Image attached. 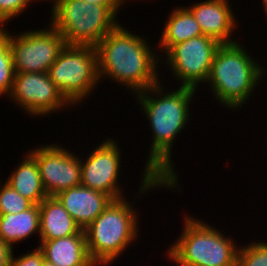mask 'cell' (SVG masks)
<instances>
[{"label": "cell", "mask_w": 267, "mask_h": 266, "mask_svg": "<svg viewBox=\"0 0 267 266\" xmlns=\"http://www.w3.org/2000/svg\"><path fill=\"white\" fill-rule=\"evenodd\" d=\"M163 80L132 95L140 106L152 131L149 154L144 168L152 175L167 180L174 188H180V178L172 159L174 142L181 132L189 126L191 104L198 91L190 87L165 89ZM169 89V90H168ZM167 90V91H165Z\"/></svg>", "instance_id": "cell-1"}, {"label": "cell", "mask_w": 267, "mask_h": 266, "mask_svg": "<svg viewBox=\"0 0 267 266\" xmlns=\"http://www.w3.org/2000/svg\"><path fill=\"white\" fill-rule=\"evenodd\" d=\"M128 30L120 22L96 45V51L101 84L109 79L134 95L161 81V60L145 35Z\"/></svg>", "instance_id": "cell-2"}, {"label": "cell", "mask_w": 267, "mask_h": 266, "mask_svg": "<svg viewBox=\"0 0 267 266\" xmlns=\"http://www.w3.org/2000/svg\"><path fill=\"white\" fill-rule=\"evenodd\" d=\"M140 185L135 199L127 197L112 200L104 211L84 229L89 256L97 266H110L123 256L128 247L138 240L140 235L139 209L135 202L142 195L165 188L176 193L183 190L174 188L167 180L152 176L145 168L142 169ZM143 175V176H142ZM159 188V189H158ZM151 190V191H150ZM137 197V198H136ZM133 200V201H132ZM130 201V202H129ZM132 201V202H131ZM128 248V249H127Z\"/></svg>", "instance_id": "cell-3"}, {"label": "cell", "mask_w": 267, "mask_h": 266, "mask_svg": "<svg viewBox=\"0 0 267 266\" xmlns=\"http://www.w3.org/2000/svg\"><path fill=\"white\" fill-rule=\"evenodd\" d=\"M248 51L237 41L221 44L214 55L207 88L217 103L228 111H239L246 106L267 75V68Z\"/></svg>", "instance_id": "cell-4"}, {"label": "cell", "mask_w": 267, "mask_h": 266, "mask_svg": "<svg viewBox=\"0 0 267 266\" xmlns=\"http://www.w3.org/2000/svg\"><path fill=\"white\" fill-rule=\"evenodd\" d=\"M188 214L181 235L167 247V259L176 266H237L239 244L233 236Z\"/></svg>", "instance_id": "cell-5"}, {"label": "cell", "mask_w": 267, "mask_h": 266, "mask_svg": "<svg viewBox=\"0 0 267 266\" xmlns=\"http://www.w3.org/2000/svg\"><path fill=\"white\" fill-rule=\"evenodd\" d=\"M122 7L56 0L51 4L49 24L63 36L65 44L96 46L120 23L117 17Z\"/></svg>", "instance_id": "cell-6"}, {"label": "cell", "mask_w": 267, "mask_h": 266, "mask_svg": "<svg viewBox=\"0 0 267 266\" xmlns=\"http://www.w3.org/2000/svg\"><path fill=\"white\" fill-rule=\"evenodd\" d=\"M48 75L73 107L83 105L82 102L85 103L101 85L96 46L66 44L50 66Z\"/></svg>", "instance_id": "cell-7"}, {"label": "cell", "mask_w": 267, "mask_h": 266, "mask_svg": "<svg viewBox=\"0 0 267 266\" xmlns=\"http://www.w3.org/2000/svg\"><path fill=\"white\" fill-rule=\"evenodd\" d=\"M221 44L208 36L200 35L172 46L161 60L170 70V76L180 87L198 91L209 77L214 55ZM172 73V74H171ZM179 82V84H178ZM202 84V85H201Z\"/></svg>", "instance_id": "cell-8"}, {"label": "cell", "mask_w": 267, "mask_h": 266, "mask_svg": "<svg viewBox=\"0 0 267 266\" xmlns=\"http://www.w3.org/2000/svg\"><path fill=\"white\" fill-rule=\"evenodd\" d=\"M45 28L27 29L14 35L6 27L0 29L9 38L15 73H48L66 44L63 36L50 24Z\"/></svg>", "instance_id": "cell-9"}, {"label": "cell", "mask_w": 267, "mask_h": 266, "mask_svg": "<svg viewBox=\"0 0 267 266\" xmlns=\"http://www.w3.org/2000/svg\"><path fill=\"white\" fill-rule=\"evenodd\" d=\"M8 97L34 119L73 108L50 80L48 73L43 72L15 73Z\"/></svg>", "instance_id": "cell-10"}, {"label": "cell", "mask_w": 267, "mask_h": 266, "mask_svg": "<svg viewBox=\"0 0 267 266\" xmlns=\"http://www.w3.org/2000/svg\"><path fill=\"white\" fill-rule=\"evenodd\" d=\"M104 139L87 154L86 159L83 154L80 156L81 185L106 193L113 200H117L126 197L125 189L119 181L123 166L122 149L117 139Z\"/></svg>", "instance_id": "cell-11"}, {"label": "cell", "mask_w": 267, "mask_h": 266, "mask_svg": "<svg viewBox=\"0 0 267 266\" xmlns=\"http://www.w3.org/2000/svg\"><path fill=\"white\" fill-rule=\"evenodd\" d=\"M35 148V149H34ZM27 150L37 161L41 182L48 197L81 185L80 154L69 151L61 142L34 146Z\"/></svg>", "instance_id": "cell-12"}, {"label": "cell", "mask_w": 267, "mask_h": 266, "mask_svg": "<svg viewBox=\"0 0 267 266\" xmlns=\"http://www.w3.org/2000/svg\"><path fill=\"white\" fill-rule=\"evenodd\" d=\"M229 3L230 0H197V3L192 1L186 8L199 23L203 35L217 40L220 44H230L239 39L232 35L237 31L235 28L239 27Z\"/></svg>", "instance_id": "cell-13"}, {"label": "cell", "mask_w": 267, "mask_h": 266, "mask_svg": "<svg viewBox=\"0 0 267 266\" xmlns=\"http://www.w3.org/2000/svg\"><path fill=\"white\" fill-rule=\"evenodd\" d=\"M77 225L86 229L113 200L106 193L79 185L55 196Z\"/></svg>", "instance_id": "cell-14"}, {"label": "cell", "mask_w": 267, "mask_h": 266, "mask_svg": "<svg viewBox=\"0 0 267 266\" xmlns=\"http://www.w3.org/2000/svg\"><path fill=\"white\" fill-rule=\"evenodd\" d=\"M44 258L56 266H97L90 258L84 230L52 240H39Z\"/></svg>", "instance_id": "cell-15"}, {"label": "cell", "mask_w": 267, "mask_h": 266, "mask_svg": "<svg viewBox=\"0 0 267 266\" xmlns=\"http://www.w3.org/2000/svg\"><path fill=\"white\" fill-rule=\"evenodd\" d=\"M174 9V10H173ZM166 18L161 36L159 37L157 50L159 57L174 45L185 42L188 39L203 35L201 27L192 13L183 5L174 7ZM161 52V54H160Z\"/></svg>", "instance_id": "cell-16"}, {"label": "cell", "mask_w": 267, "mask_h": 266, "mask_svg": "<svg viewBox=\"0 0 267 266\" xmlns=\"http://www.w3.org/2000/svg\"><path fill=\"white\" fill-rule=\"evenodd\" d=\"M40 238L52 240L77 234L81 228L56 197H47L40 204Z\"/></svg>", "instance_id": "cell-17"}, {"label": "cell", "mask_w": 267, "mask_h": 266, "mask_svg": "<svg viewBox=\"0 0 267 266\" xmlns=\"http://www.w3.org/2000/svg\"><path fill=\"white\" fill-rule=\"evenodd\" d=\"M36 234L40 238L39 205L33 204L17 214L0 215V241L13 249L15 244L25 242Z\"/></svg>", "instance_id": "cell-18"}, {"label": "cell", "mask_w": 267, "mask_h": 266, "mask_svg": "<svg viewBox=\"0 0 267 266\" xmlns=\"http://www.w3.org/2000/svg\"><path fill=\"white\" fill-rule=\"evenodd\" d=\"M20 161L5 182L16 190L21 196L30 200L33 204L39 205L48 197L41 182L39 168L36 159L29 153H24Z\"/></svg>", "instance_id": "cell-19"}, {"label": "cell", "mask_w": 267, "mask_h": 266, "mask_svg": "<svg viewBox=\"0 0 267 266\" xmlns=\"http://www.w3.org/2000/svg\"><path fill=\"white\" fill-rule=\"evenodd\" d=\"M14 75L9 38L0 30V97L5 95L8 99L12 90Z\"/></svg>", "instance_id": "cell-20"}, {"label": "cell", "mask_w": 267, "mask_h": 266, "mask_svg": "<svg viewBox=\"0 0 267 266\" xmlns=\"http://www.w3.org/2000/svg\"><path fill=\"white\" fill-rule=\"evenodd\" d=\"M237 266H267V242L262 239L239 245Z\"/></svg>", "instance_id": "cell-21"}, {"label": "cell", "mask_w": 267, "mask_h": 266, "mask_svg": "<svg viewBox=\"0 0 267 266\" xmlns=\"http://www.w3.org/2000/svg\"><path fill=\"white\" fill-rule=\"evenodd\" d=\"M0 180V215L7 213L17 214L30 208L33 203L21 196L6 182L2 184Z\"/></svg>", "instance_id": "cell-22"}, {"label": "cell", "mask_w": 267, "mask_h": 266, "mask_svg": "<svg viewBox=\"0 0 267 266\" xmlns=\"http://www.w3.org/2000/svg\"><path fill=\"white\" fill-rule=\"evenodd\" d=\"M36 0H0V29L30 8ZM30 6V7H29Z\"/></svg>", "instance_id": "cell-23"}, {"label": "cell", "mask_w": 267, "mask_h": 266, "mask_svg": "<svg viewBox=\"0 0 267 266\" xmlns=\"http://www.w3.org/2000/svg\"><path fill=\"white\" fill-rule=\"evenodd\" d=\"M20 255L15 257V252L13 251L10 266H41L44 259V255L38 247L34 250L28 249V252Z\"/></svg>", "instance_id": "cell-24"}, {"label": "cell", "mask_w": 267, "mask_h": 266, "mask_svg": "<svg viewBox=\"0 0 267 266\" xmlns=\"http://www.w3.org/2000/svg\"><path fill=\"white\" fill-rule=\"evenodd\" d=\"M15 251L10 245L0 241V266H10V259Z\"/></svg>", "instance_id": "cell-25"}, {"label": "cell", "mask_w": 267, "mask_h": 266, "mask_svg": "<svg viewBox=\"0 0 267 266\" xmlns=\"http://www.w3.org/2000/svg\"><path fill=\"white\" fill-rule=\"evenodd\" d=\"M86 3H95L100 5H124L122 0H80Z\"/></svg>", "instance_id": "cell-26"}, {"label": "cell", "mask_w": 267, "mask_h": 266, "mask_svg": "<svg viewBox=\"0 0 267 266\" xmlns=\"http://www.w3.org/2000/svg\"><path fill=\"white\" fill-rule=\"evenodd\" d=\"M41 266H56V265H54L52 262L44 258Z\"/></svg>", "instance_id": "cell-27"}, {"label": "cell", "mask_w": 267, "mask_h": 266, "mask_svg": "<svg viewBox=\"0 0 267 266\" xmlns=\"http://www.w3.org/2000/svg\"><path fill=\"white\" fill-rule=\"evenodd\" d=\"M262 6L264 8V13L266 15V18H267V0H262Z\"/></svg>", "instance_id": "cell-28"}, {"label": "cell", "mask_w": 267, "mask_h": 266, "mask_svg": "<svg viewBox=\"0 0 267 266\" xmlns=\"http://www.w3.org/2000/svg\"><path fill=\"white\" fill-rule=\"evenodd\" d=\"M123 1V4L124 6H126V3H129L128 0H122ZM151 1V0H150ZM126 2V3H125Z\"/></svg>", "instance_id": "cell-29"}, {"label": "cell", "mask_w": 267, "mask_h": 266, "mask_svg": "<svg viewBox=\"0 0 267 266\" xmlns=\"http://www.w3.org/2000/svg\"><path fill=\"white\" fill-rule=\"evenodd\" d=\"M37 2L39 1L40 2V0H36ZM42 1V0H41ZM43 1H45V2H47L46 0H43ZM53 1V2H52ZM56 0H51V3H54Z\"/></svg>", "instance_id": "cell-30"}]
</instances>
